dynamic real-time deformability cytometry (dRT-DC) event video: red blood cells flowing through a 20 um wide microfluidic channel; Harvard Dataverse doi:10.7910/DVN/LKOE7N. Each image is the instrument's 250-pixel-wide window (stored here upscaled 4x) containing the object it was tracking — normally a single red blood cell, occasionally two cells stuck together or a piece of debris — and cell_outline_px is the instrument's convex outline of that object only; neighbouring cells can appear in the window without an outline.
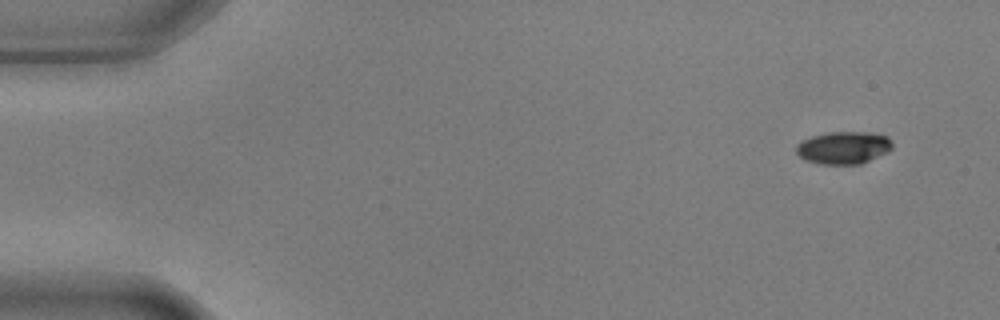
{"species": "common noctule bat (a hibernating species)", "species_latin": "Nyctalus noctula", "temperature_condition": "warm", "stored_images_in_passage": 4, "camera_frame_rate_fps": 3000, "um_per_image_px": 0.085, "animal": {"sex": "male", "body_mass_g": 17.9, "forearm_length_mm": 54.2}, "frame": {"image": 1, "passage_image": 1, "time_ms": 0.0, "image_size_px": [1000, 320], "cell_outline_px": [[892, 148], [888, 152], [860, 164], [820, 164], [804, 160], [796, 152], [796, 144], [812, 136], [828, 132], [868, 132], [888, 136], [892, 140]], "centroid_in_image_um": [71.71, 12.55], "position_along_channel_um": 13.3, "area_um2": 18.26}}